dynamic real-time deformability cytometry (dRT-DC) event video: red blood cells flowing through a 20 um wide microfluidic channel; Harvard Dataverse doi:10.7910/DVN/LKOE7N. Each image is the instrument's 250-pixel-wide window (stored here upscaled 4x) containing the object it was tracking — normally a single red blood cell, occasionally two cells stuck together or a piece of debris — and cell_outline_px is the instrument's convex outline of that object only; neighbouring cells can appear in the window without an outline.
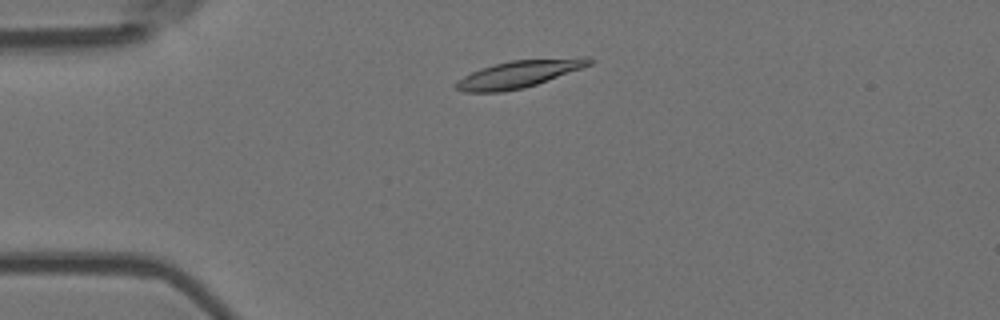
{"species": "Egyptian fruit bat (a non-hibernating species)", "species_latin": "Rousettus aegyptiacus", "temperature_condition": "room temperature", "stored_images_in_passage": 4, "camera_frame_rate_fps": 3000, "um_per_image_px": 0.085, "animal": {"sex": "female"}, "frame": {"image": 1, "passage_image": 2, "time_ms": 0.333, "image_size_px": [1000, 320], "cell_outline_px": [[592, 64], [536, 84], [524, 88], [504, 92], [460, 92], [456, 88], [456, 84], [464, 76], [480, 68], [512, 60], [580, 56], [588, 56], [592, 60]], "centroid_in_image_um": [44.15, 6.28], "position_along_channel_um": 40.9, "area_um2": 21.1}}
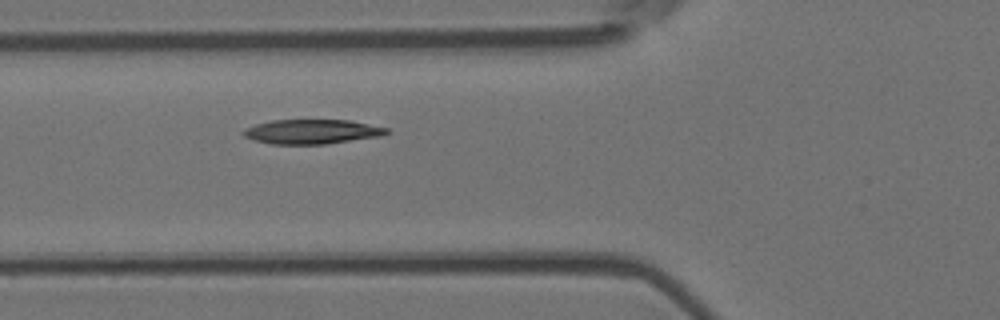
{"frame": {"image": 2, "passage_image": 4, "time_ms": 1.0, "image_size_px": [1000, 320], "cell_outline_px": [[388, 132], [380, 136], [324, 144], [272, 144], [252, 140], [244, 136], [240, 132], [244, 128], [256, 124], [272, 120], [348, 120], [388, 128]], "centroid_in_image_um": [26.44, 11.19], "position_along_channel_um": 99.4, "area_um2": 20.35}}